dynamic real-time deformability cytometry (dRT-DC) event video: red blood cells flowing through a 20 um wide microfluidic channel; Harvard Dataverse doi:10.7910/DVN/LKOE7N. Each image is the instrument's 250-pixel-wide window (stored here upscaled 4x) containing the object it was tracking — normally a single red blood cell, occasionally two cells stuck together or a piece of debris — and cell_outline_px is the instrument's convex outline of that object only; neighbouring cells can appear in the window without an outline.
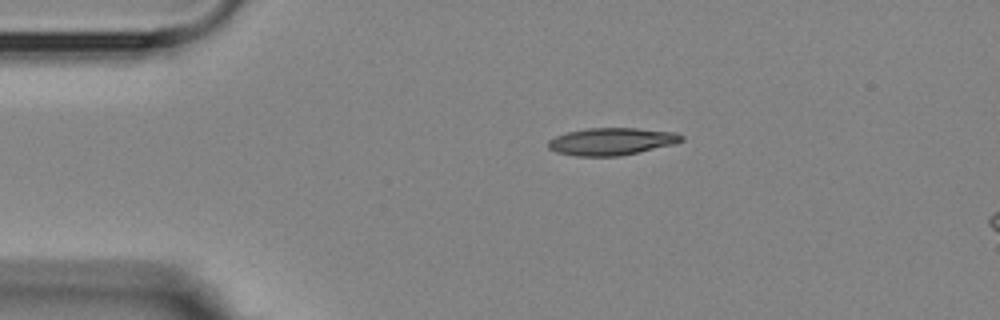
{"species": "Egyptian fruit bat (a non-hibernating species)", "species_latin": "Rousettus aegyptiacus", "temperature_condition": "room temperature", "stored_images_in_passage": 3, "camera_frame_rate_fps": 3000, "um_per_image_px": 0.085, "animal": {"sex": "female"}, "frame": {"image": 1, "passage_image": 1, "time_ms": 0.0, "image_size_px": [1000, 320], "cell_outline_px": [[684, 140], [676, 144], [620, 156], [576, 156], [556, 152], [548, 148], [548, 140], [556, 136], [568, 132], [588, 128], [636, 128], [676, 132], [684, 136]], "centroid_in_image_um": [52.02, 12.02], "position_along_channel_um": 33.0, "area_um2": 21.33}}